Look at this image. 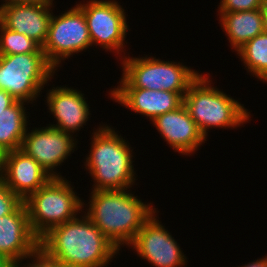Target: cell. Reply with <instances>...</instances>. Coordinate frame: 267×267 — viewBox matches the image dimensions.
<instances>
[{
    "instance_id": "27",
    "label": "cell",
    "mask_w": 267,
    "mask_h": 267,
    "mask_svg": "<svg viewBox=\"0 0 267 267\" xmlns=\"http://www.w3.org/2000/svg\"><path fill=\"white\" fill-rule=\"evenodd\" d=\"M3 1L18 3V4H45V3H53L54 0H3Z\"/></svg>"
},
{
    "instance_id": "2",
    "label": "cell",
    "mask_w": 267,
    "mask_h": 267,
    "mask_svg": "<svg viewBox=\"0 0 267 267\" xmlns=\"http://www.w3.org/2000/svg\"><path fill=\"white\" fill-rule=\"evenodd\" d=\"M132 193L131 189L95 190L91 191L87 204L83 200L82 212L119 251L122 246L127 248L132 243L156 211L153 203L143 202Z\"/></svg>"
},
{
    "instance_id": "1",
    "label": "cell",
    "mask_w": 267,
    "mask_h": 267,
    "mask_svg": "<svg viewBox=\"0 0 267 267\" xmlns=\"http://www.w3.org/2000/svg\"><path fill=\"white\" fill-rule=\"evenodd\" d=\"M117 254V247L84 213L39 240V256L56 267H108Z\"/></svg>"
},
{
    "instance_id": "15",
    "label": "cell",
    "mask_w": 267,
    "mask_h": 267,
    "mask_svg": "<svg viewBox=\"0 0 267 267\" xmlns=\"http://www.w3.org/2000/svg\"><path fill=\"white\" fill-rule=\"evenodd\" d=\"M151 122L164 142L181 155L192 156L207 141L183 104Z\"/></svg>"
},
{
    "instance_id": "14",
    "label": "cell",
    "mask_w": 267,
    "mask_h": 267,
    "mask_svg": "<svg viewBox=\"0 0 267 267\" xmlns=\"http://www.w3.org/2000/svg\"><path fill=\"white\" fill-rule=\"evenodd\" d=\"M53 4H18L3 1L0 5V22L8 29L26 35L42 47L47 38Z\"/></svg>"
},
{
    "instance_id": "3",
    "label": "cell",
    "mask_w": 267,
    "mask_h": 267,
    "mask_svg": "<svg viewBox=\"0 0 267 267\" xmlns=\"http://www.w3.org/2000/svg\"><path fill=\"white\" fill-rule=\"evenodd\" d=\"M99 125L93 129L90 151L84 159V168L94 184L91 190H129L138 176L134 171V148L111 125Z\"/></svg>"
},
{
    "instance_id": "8",
    "label": "cell",
    "mask_w": 267,
    "mask_h": 267,
    "mask_svg": "<svg viewBox=\"0 0 267 267\" xmlns=\"http://www.w3.org/2000/svg\"><path fill=\"white\" fill-rule=\"evenodd\" d=\"M119 3L116 0H87L76 2V5L84 13L92 46L118 54L116 58L119 56L121 60L127 55L125 39L130 26L126 11Z\"/></svg>"
},
{
    "instance_id": "13",
    "label": "cell",
    "mask_w": 267,
    "mask_h": 267,
    "mask_svg": "<svg viewBox=\"0 0 267 267\" xmlns=\"http://www.w3.org/2000/svg\"><path fill=\"white\" fill-rule=\"evenodd\" d=\"M53 86L47 90L45 102L56 123L47 125L71 135L75 133L77 135V132L87 125L91 115L85 94L77 88Z\"/></svg>"
},
{
    "instance_id": "11",
    "label": "cell",
    "mask_w": 267,
    "mask_h": 267,
    "mask_svg": "<svg viewBox=\"0 0 267 267\" xmlns=\"http://www.w3.org/2000/svg\"><path fill=\"white\" fill-rule=\"evenodd\" d=\"M158 213L156 210L145 222L128 248L135 249L133 251L137 253V257L153 267H186L187 256L159 221Z\"/></svg>"
},
{
    "instance_id": "29",
    "label": "cell",
    "mask_w": 267,
    "mask_h": 267,
    "mask_svg": "<svg viewBox=\"0 0 267 267\" xmlns=\"http://www.w3.org/2000/svg\"><path fill=\"white\" fill-rule=\"evenodd\" d=\"M0 267H16V265L0 254Z\"/></svg>"
},
{
    "instance_id": "17",
    "label": "cell",
    "mask_w": 267,
    "mask_h": 267,
    "mask_svg": "<svg viewBox=\"0 0 267 267\" xmlns=\"http://www.w3.org/2000/svg\"><path fill=\"white\" fill-rule=\"evenodd\" d=\"M108 98L121 106L146 116L150 121L157 116L178 109L183 104V97L176 92L148 90L143 88H112Z\"/></svg>"
},
{
    "instance_id": "9",
    "label": "cell",
    "mask_w": 267,
    "mask_h": 267,
    "mask_svg": "<svg viewBox=\"0 0 267 267\" xmlns=\"http://www.w3.org/2000/svg\"><path fill=\"white\" fill-rule=\"evenodd\" d=\"M62 12L59 16L53 12L47 38L42 46L46 59L57 71L66 58L86 52L92 46L83 11L75 5Z\"/></svg>"
},
{
    "instance_id": "7",
    "label": "cell",
    "mask_w": 267,
    "mask_h": 267,
    "mask_svg": "<svg viewBox=\"0 0 267 267\" xmlns=\"http://www.w3.org/2000/svg\"><path fill=\"white\" fill-rule=\"evenodd\" d=\"M56 72L45 53L0 55V89L17 101L35 103Z\"/></svg>"
},
{
    "instance_id": "24",
    "label": "cell",
    "mask_w": 267,
    "mask_h": 267,
    "mask_svg": "<svg viewBox=\"0 0 267 267\" xmlns=\"http://www.w3.org/2000/svg\"><path fill=\"white\" fill-rule=\"evenodd\" d=\"M16 99L7 91L0 89V114L10 107Z\"/></svg>"
},
{
    "instance_id": "18",
    "label": "cell",
    "mask_w": 267,
    "mask_h": 267,
    "mask_svg": "<svg viewBox=\"0 0 267 267\" xmlns=\"http://www.w3.org/2000/svg\"><path fill=\"white\" fill-rule=\"evenodd\" d=\"M219 25L236 52L248 41L264 32L261 9L239 12H218Z\"/></svg>"
},
{
    "instance_id": "4",
    "label": "cell",
    "mask_w": 267,
    "mask_h": 267,
    "mask_svg": "<svg viewBox=\"0 0 267 267\" xmlns=\"http://www.w3.org/2000/svg\"><path fill=\"white\" fill-rule=\"evenodd\" d=\"M202 74L189 86L183 105L206 139L210 128L236 129L252 120L244 104L214 87L209 73Z\"/></svg>"
},
{
    "instance_id": "26",
    "label": "cell",
    "mask_w": 267,
    "mask_h": 267,
    "mask_svg": "<svg viewBox=\"0 0 267 267\" xmlns=\"http://www.w3.org/2000/svg\"><path fill=\"white\" fill-rule=\"evenodd\" d=\"M238 267H267V255Z\"/></svg>"
},
{
    "instance_id": "6",
    "label": "cell",
    "mask_w": 267,
    "mask_h": 267,
    "mask_svg": "<svg viewBox=\"0 0 267 267\" xmlns=\"http://www.w3.org/2000/svg\"><path fill=\"white\" fill-rule=\"evenodd\" d=\"M73 189L65 177L51 178L24 201L30 228L39 240L53 227L74 219L83 211V198Z\"/></svg>"
},
{
    "instance_id": "10",
    "label": "cell",
    "mask_w": 267,
    "mask_h": 267,
    "mask_svg": "<svg viewBox=\"0 0 267 267\" xmlns=\"http://www.w3.org/2000/svg\"><path fill=\"white\" fill-rule=\"evenodd\" d=\"M75 137L77 136L48 125L32 130L29 127L21 150L31 156L52 178H62L56 169L63 166V162L78 149V140Z\"/></svg>"
},
{
    "instance_id": "28",
    "label": "cell",
    "mask_w": 267,
    "mask_h": 267,
    "mask_svg": "<svg viewBox=\"0 0 267 267\" xmlns=\"http://www.w3.org/2000/svg\"><path fill=\"white\" fill-rule=\"evenodd\" d=\"M262 10V16H263V28L264 32L267 33V0L264 1Z\"/></svg>"
},
{
    "instance_id": "25",
    "label": "cell",
    "mask_w": 267,
    "mask_h": 267,
    "mask_svg": "<svg viewBox=\"0 0 267 267\" xmlns=\"http://www.w3.org/2000/svg\"><path fill=\"white\" fill-rule=\"evenodd\" d=\"M16 267H56V266H53L47 262H45L40 256L33 260V261H30V262H27L23 265H18Z\"/></svg>"
},
{
    "instance_id": "20",
    "label": "cell",
    "mask_w": 267,
    "mask_h": 267,
    "mask_svg": "<svg viewBox=\"0 0 267 267\" xmlns=\"http://www.w3.org/2000/svg\"><path fill=\"white\" fill-rule=\"evenodd\" d=\"M246 71L267 83V33L257 35L236 51Z\"/></svg>"
},
{
    "instance_id": "23",
    "label": "cell",
    "mask_w": 267,
    "mask_h": 267,
    "mask_svg": "<svg viewBox=\"0 0 267 267\" xmlns=\"http://www.w3.org/2000/svg\"><path fill=\"white\" fill-rule=\"evenodd\" d=\"M22 203L0 179V217L13 213Z\"/></svg>"
},
{
    "instance_id": "12",
    "label": "cell",
    "mask_w": 267,
    "mask_h": 267,
    "mask_svg": "<svg viewBox=\"0 0 267 267\" xmlns=\"http://www.w3.org/2000/svg\"><path fill=\"white\" fill-rule=\"evenodd\" d=\"M0 254L16 266L39 257V239L32 233L24 202L13 213L0 217Z\"/></svg>"
},
{
    "instance_id": "22",
    "label": "cell",
    "mask_w": 267,
    "mask_h": 267,
    "mask_svg": "<svg viewBox=\"0 0 267 267\" xmlns=\"http://www.w3.org/2000/svg\"><path fill=\"white\" fill-rule=\"evenodd\" d=\"M265 0H220L217 12H239L261 9Z\"/></svg>"
},
{
    "instance_id": "30",
    "label": "cell",
    "mask_w": 267,
    "mask_h": 267,
    "mask_svg": "<svg viewBox=\"0 0 267 267\" xmlns=\"http://www.w3.org/2000/svg\"><path fill=\"white\" fill-rule=\"evenodd\" d=\"M3 160H4V153L0 149V171H1V168H2Z\"/></svg>"
},
{
    "instance_id": "21",
    "label": "cell",
    "mask_w": 267,
    "mask_h": 267,
    "mask_svg": "<svg viewBox=\"0 0 267 267\" xmlns=\"http://www.w3.org/2000/svg\"><path fill=\"white\" fill-rule=\"evenodd\" d=\"M44 53L42 47L24 34L6 28L0 22V55Z\"/></svg>"
},
{
    "instance_id": "16",
    "label": "cell",
    "mask_w": 267,
    "mask_h": 267,
    "mask_svg": "<svg viewBox=\"0 0 267 267\" xmlns=\"http://www.w3.org/2000/svg\"><path fill=\"white\" fill-rule=\"evenodd\" d=\"M52 177L21 149L4 154L0 179L23 202Z\"/></svg>"
},
{
    "instance_id": "19",
    "label": "cell",
    "mask_w": 267,
    "mask_h": 267,
    "mask_svg": "<svg viewBox=\"0 0 267 267\" xmlns=\"http://www.w3.org/2000/svg\"><path fill=\"white\" fill-rule=\"evenodd\" d=\"M24 101H15L0 114V149L5 154L21 149L29 124Z\"/></svg>"
},
{
    "instance_id": "5",
    "label": "cell",
    "mask_w": 267,
    "mask_h": 267,
    "mask_svg": "<svg viewBox=\"0 0 267 267\" xmlns=\"http://www.w3.org/2000/svg\"><path fill=\"white\" fill-rule=\"evenodd\" d=\"M121 59L122 76L114 88H143L179 93L182 97L191 83L200 75L199 71L179 61H165L156 57H130Z\"/></svg>"
}]
</instances>
